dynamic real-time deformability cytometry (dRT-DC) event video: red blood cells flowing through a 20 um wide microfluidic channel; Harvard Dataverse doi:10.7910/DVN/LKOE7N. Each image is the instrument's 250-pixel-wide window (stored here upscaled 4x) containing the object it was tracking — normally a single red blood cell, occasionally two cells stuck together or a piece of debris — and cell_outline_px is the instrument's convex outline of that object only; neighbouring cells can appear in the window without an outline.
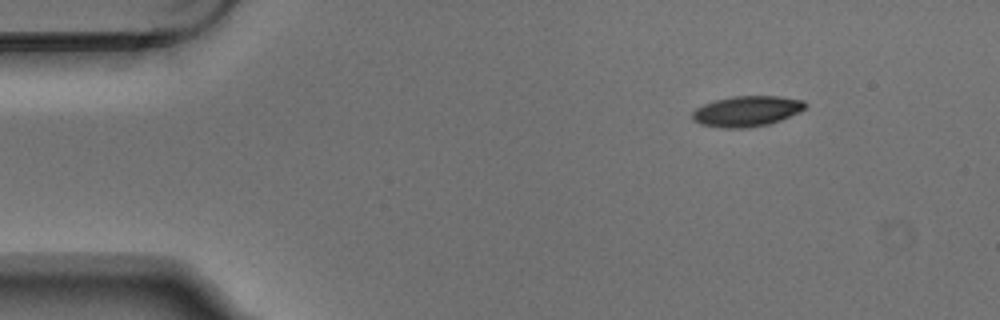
{"species": "Egyptian fruit bat (a non-hibernating species)", "species_latin": "Rousettus aegyptiacus", "temperature_condition": "warm", "stored_images_in_passage": 4, "camera_frame_rate_fps": 3000, "um_per_image_px": 0.085, "animal": {"sex": "male"}, "frame": {"image": 1, "passage_image": 1, "time_ms": 0.0, "image_size_px": [1000, 320], "cell_outline_px": [[808, 104], [800, 112], [780, 120], [768, 124], [744, 128], [724, 128], [700, 124], [692, 120], [692, 112], [696, 108], [704, 104], [716, 100], [732, 96], [780, 96], [804, 100]], "centroid_in_image_um": [63.48, 9.45], "position_along_channel_um": 21.5, "area_um2": 20.11}}
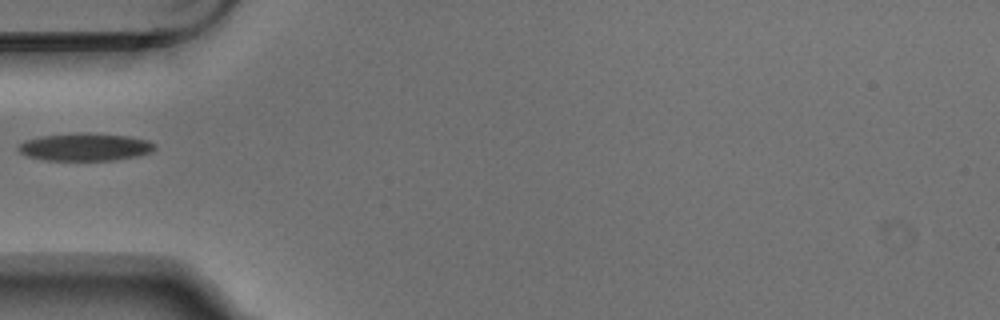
{"frame": {"image": 2, "passage_image": 4, "time_ms": 1.0, "image_size_px": [1000, 320], "cell_outline_px": [[156, 148], [152, 152], [136, 156], [116, 160], [44, 160], [28, 156], [20, 152], [16, 148], [20, 144], [28, 140], [40, 136], [128, 136], [148, 140], [156, 144]], "centroid_in_image_um": [7.28, 12.56], "position_along_channel_um": 77.7, "area_um2": 20.69}}